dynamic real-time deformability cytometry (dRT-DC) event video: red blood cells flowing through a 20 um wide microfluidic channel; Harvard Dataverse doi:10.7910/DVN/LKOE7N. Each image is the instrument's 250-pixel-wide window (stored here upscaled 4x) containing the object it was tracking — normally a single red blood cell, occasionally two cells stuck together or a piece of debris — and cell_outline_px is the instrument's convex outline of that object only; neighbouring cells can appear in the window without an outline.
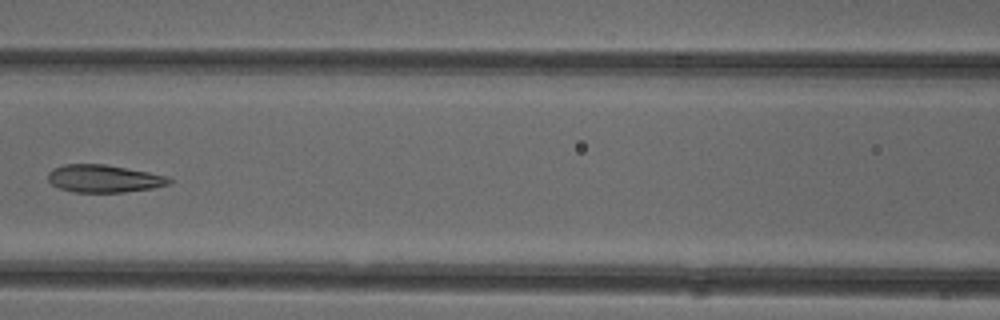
{"species": "common noctule bat (a hibernating species)", "species_latin": "Nyctalus noctula", "temperature_condition": "cold", "stored_images_in_passage": 6, "camera_frame_rate_fps": 3000, "um_per_image_px": 0.085, "animal": {"sex": "female"}, "frame": {"image": 1, "passage_image": 6, "time_ms": 1.667, "image_size_px": [1000, 320], "cell_outline_px": [[172, 184], [152, 188], [124, 192], [72, 192], [60, 188], [52, 184], [48, 180], [48, 172], [52, 168], [64, 164], [104, 164], [148, 172], [168, 176], [172, 180]], "centroid_in_image_um": [8.83, 15.18], "position_along_channel_um": 157.8, "area_um2": 19.54}}